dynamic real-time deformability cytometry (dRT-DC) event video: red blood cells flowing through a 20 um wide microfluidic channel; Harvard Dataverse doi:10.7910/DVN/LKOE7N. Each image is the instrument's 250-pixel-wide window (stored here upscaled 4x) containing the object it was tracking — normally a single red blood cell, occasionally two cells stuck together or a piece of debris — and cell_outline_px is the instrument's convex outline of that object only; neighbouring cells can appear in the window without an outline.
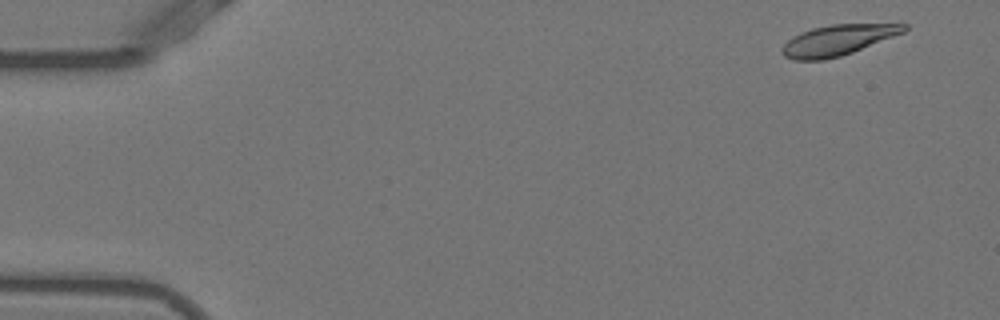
{"species": "Egyptian fruit bat (a non-hibernating species)", "species_latin": "Rousettus aegyptiacus", "temperature_condition": "warm", "stored_images_in_passage": 35, "camera_frame_rate_fps": 3000, "um_per_image_px": 0.085, "animal": {"sex": "female"}, "frame": {"image": 1, "passage_image": 3, "time_ms": 0.667, "image_size_px": [1000, 320], "cell_outline_px": [[908, 28], [904, 32], [852, 52], [840, 56], [824, 60], [792, 60], [784, 56], [780, 52], [780, 48], [792, 36], [800, 32], [812, 28], [832, 24], [908, 24]], "centroid_in_image_um": [71.15, 3.41], "position_along_channel_um": 13.9, "area_um2": 21.68}}
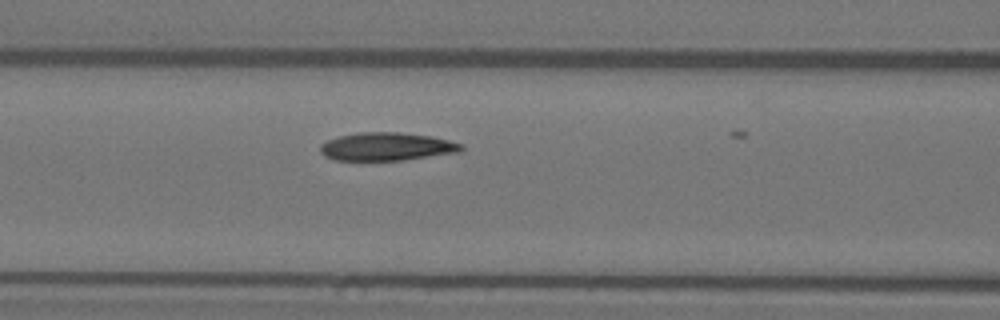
{"frame": {"image": 2, "passage_image": 22, "time_ms": 7.0, "image_size_px": [1000, 320], "cell_outline_px": [[464, 148], [460, 152], [404, 160], [332, 160], [324, 156], [320, 152], [320, 144], [328, 140], [340, 136], [356, 132], [396, 132], [432, 136], [464, 144]], "centroid_in_image_um": [32.87, 12.46], "position_along_channel_um": 133.7, "area_um2": 23.24}}
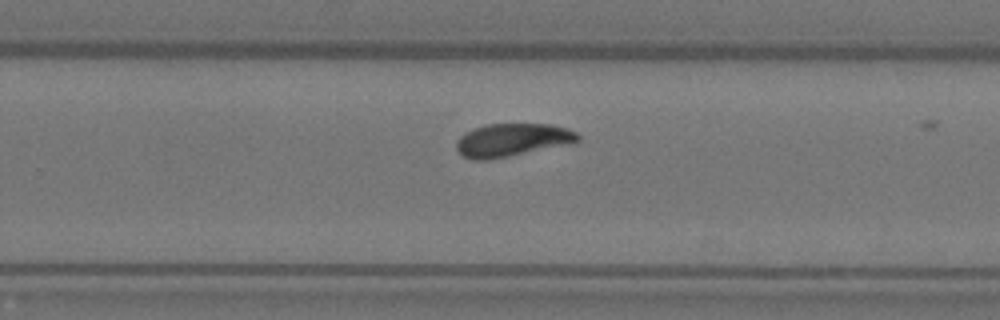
{"frame": {"image": 3, "passage_image": 34, "time_ms": 11.0, "image_size_px": [1000, 320], "cell_outline_px": [[580, 140], [508, 156], [488, 160], [476, 160], [464, 156], [456, 148], [456, 140], [464, 132], [488, 124], [548, 124], [568, 128], [576, 132], [580, 136]], "centroid_in_image_um": [43.48, 11.88], "position_along_channel_um": 286.3, "area_um2": 22.77}}